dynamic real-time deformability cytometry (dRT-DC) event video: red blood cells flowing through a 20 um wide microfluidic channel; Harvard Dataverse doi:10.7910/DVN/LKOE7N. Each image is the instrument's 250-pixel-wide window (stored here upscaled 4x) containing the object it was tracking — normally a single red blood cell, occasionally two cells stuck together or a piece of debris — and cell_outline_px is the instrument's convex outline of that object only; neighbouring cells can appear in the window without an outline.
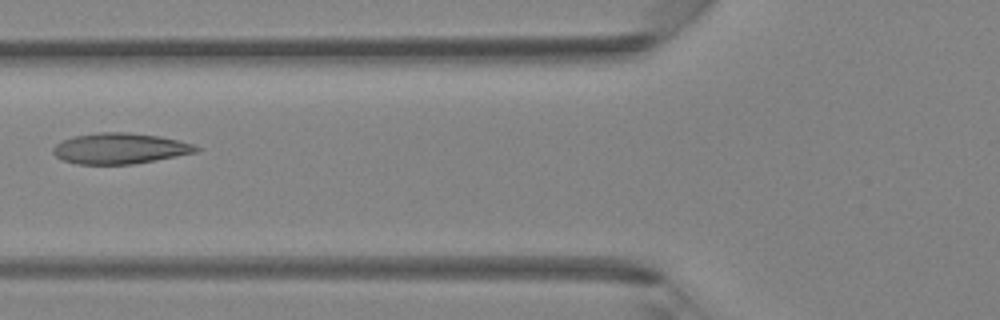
{"species": "Egyptian fruit bat (a non-hibernating species)", "species_latin": "Rousettus aegyptiacus", "temperature_condition": "room temperature", "stored_images_in_passage": 2, "camera_frame_rate_fps": 3000, "um_per_image_px": 0.085, "animal": {"sex": "female"}, "frame": {"image": 1, "passage_image": 2, "time_ms": 1.0, "image_size_px": [1000, 320], "cell_outline_px": [[200, 148], [196, 152], [156, 160], [132, 164], [76, 164], [64, 160], [56, 156], [52, 152], [52, 148], [56, 144], [72, 136], [96, 132], [128, 132], [160, 136], [192, 144]], "centroid_in_image_um": [10.15, 12.61], "position_along_channel_um": 115.6, "area_um2": 25.55}}